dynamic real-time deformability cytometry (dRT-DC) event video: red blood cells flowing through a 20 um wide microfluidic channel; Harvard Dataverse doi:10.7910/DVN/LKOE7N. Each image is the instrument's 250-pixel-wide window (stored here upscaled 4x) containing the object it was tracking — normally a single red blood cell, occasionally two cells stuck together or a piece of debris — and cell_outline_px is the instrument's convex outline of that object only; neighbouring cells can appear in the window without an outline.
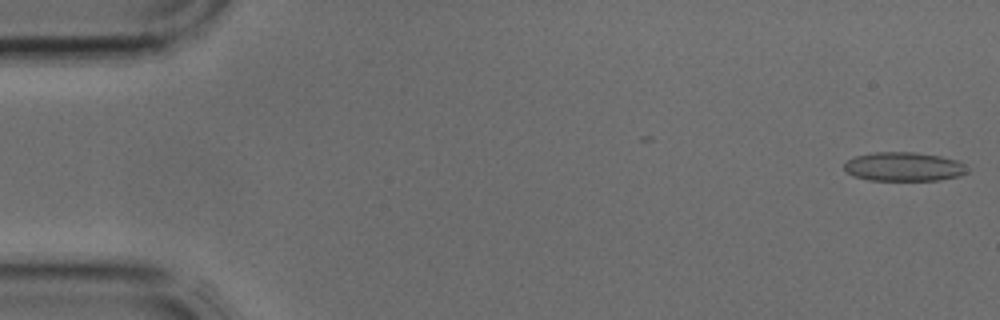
{"species": "common noctule bat (a hibernating species)", "species_latin": "Nyctalus noctula", "temperature_condition": "cold", "stored_images_in_passage": 4, "camera_frame_rate_fps": 3000, "um_per_image_px": 0.085, "animal": {"sex": "male", "body_mass_g": 17.9, "forearm_length_mm": 54.2}, "frame": {"image": 1, "passage_image": 1, "time_ms": 0.0, "image_size_px": [1000, 320], "cell_outline_px": [[968, 172], [960, 176], [940, 180], [868, 180], [852, 176], [844, 168], [844, 164], [848, 160], [856, 156], [876, 152], [912, 152], [940, 156], [956, 160], [964, 164]], "centroid_in_image_um": [76.82, 14.17], "position_along_channel_um": 8.2, "area_um2": 20.69}}
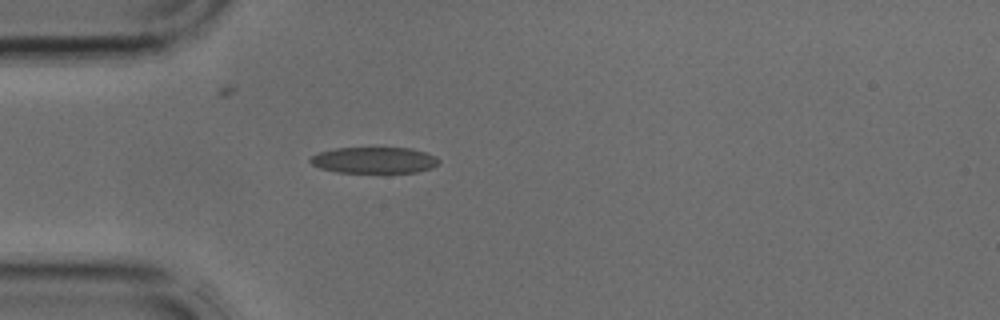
{"frame": {"image": 2, "passage_image": 4, "time_ms": 1.0, "image_size_px": [1000, 320], "cell_outline_px": [[440, 164], [432, 168], [416, 172], [336, 172], [320, 168], [312, 164], [308, 160], [312, 156], [320, 152], [336, 148], [412, 148], [436, 156], [440, 160]], "centroid_in_image_um": [31.83, 13.61], "position_along_channel_um": 53.2, "area_um2": 19.59}}